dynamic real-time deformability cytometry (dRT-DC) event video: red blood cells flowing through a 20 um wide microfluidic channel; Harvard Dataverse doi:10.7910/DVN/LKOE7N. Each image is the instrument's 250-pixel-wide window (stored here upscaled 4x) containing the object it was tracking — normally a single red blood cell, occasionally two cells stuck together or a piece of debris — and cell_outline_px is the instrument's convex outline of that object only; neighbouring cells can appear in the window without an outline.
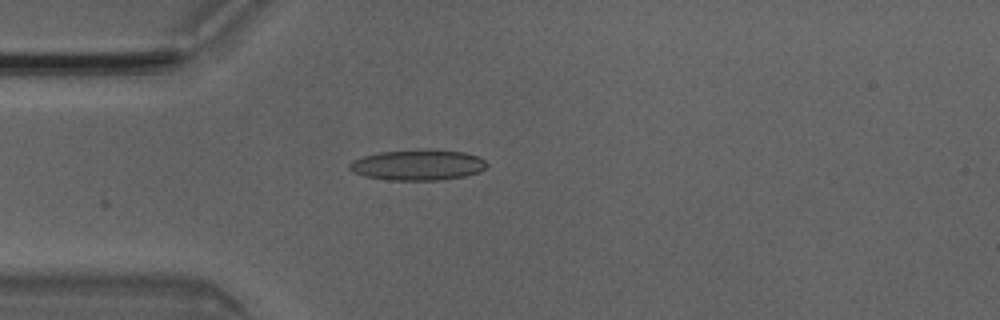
{"species": "Egyptian fruit bat (a non-hibernating species)", "species_latin": "Rousettus aegyptiacus", "temperature_condition": "room temperature", "stored_images_in_passage": 2, "camera_frame_rate_fps": 3000, "um_per_image_px": 0.085, "animal": {"sex": "male"}, "frame": {"image": 1, "passage_image": 2, "time_ms": 0.333, "image_size_px": [1000, 320], "cell_outline_px": [[488, 164], [480, 172], [464, 176], [440, 180], [388, 180], [364, 176], [352, 172], [348, 168], [348, 164], [352, 160], [376, 152], [424, 148], [428, 148], [464, 152], [476, 156], [484, 160]], "centroid_in_image_um": [35.48, 14.0], "position_along_channel_um": 49.5, "area_um2": 24.97}}